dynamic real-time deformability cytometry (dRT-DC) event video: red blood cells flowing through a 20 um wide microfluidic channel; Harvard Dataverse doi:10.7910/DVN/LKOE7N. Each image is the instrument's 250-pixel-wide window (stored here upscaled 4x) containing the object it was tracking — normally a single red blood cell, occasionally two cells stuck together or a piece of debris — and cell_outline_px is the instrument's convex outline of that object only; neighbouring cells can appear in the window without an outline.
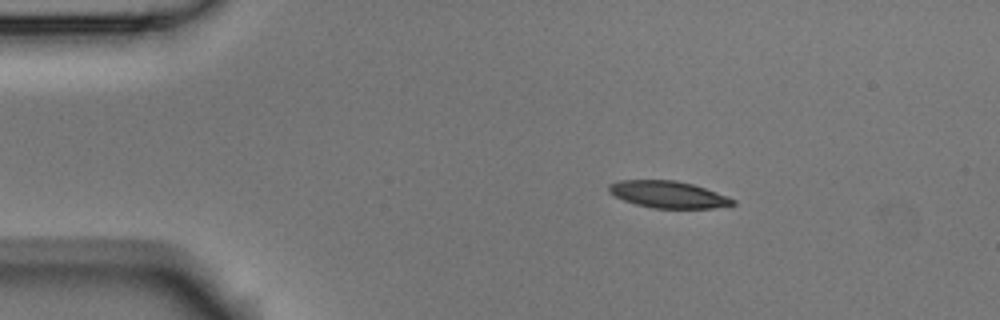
{"species": "Egyptian fruit bat (a non-hibernating species)", "species_latin": "Rousettus aegyptiacus", "temperature_condition": "room temperature", "stored_images_in_passage": 6, "camera_frame_rate_fps": 3000, "um_per_image_px": 0.085, "animal": {"sex": "male"}, "frame": {"image": 1, "passage_image": 1, "time_ms": 0.0, "image_size_px": [1000, 320], "cell_outline_px": [[736, 204], [712, 208], [652, 208], [636, 204], [624, 200], [608, 192], [608, 184], [620, 180], [676, 180], [692, 184], [728, 196], [736, 200]], "centroid_in_image_um": [56.79, 16.53], "position_along_channel_um": 28.2, "area_um2": 19.36}}
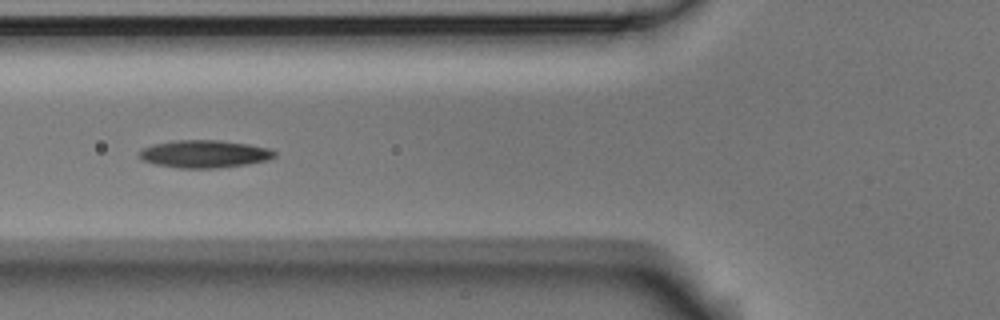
{"frame": {"image": 2, "passage_image": 4, "time_ms": 1.0, "image_size_px": [1000, 320], "cell_outline_px": [[276, 156], [268, 160], [248, 164], [216, 168], [176, 168], [156, 164], [140, 160], [140, 152], [144, 148], [156, 144], [176, 140], [220, 140], [248, 144], [268, 148], [276, 152]], "centroid_in_image_um": [17.4, 13.09], "position_along_channel_um": 108.4, "area_um2": 21.68}}
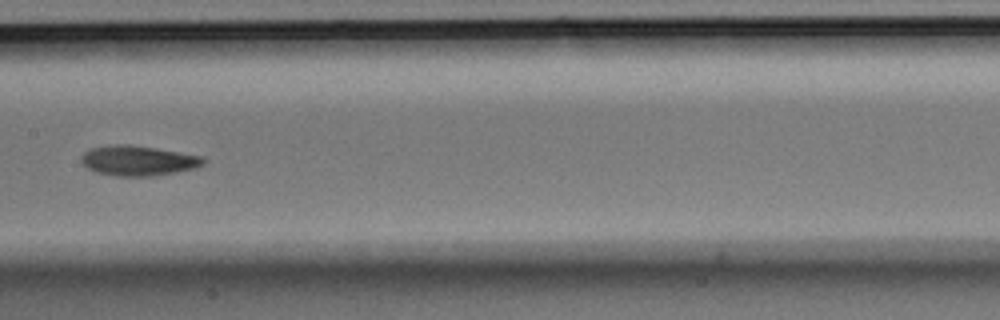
{"frame": {"image": 3, "passage_image": 6, "time_ms": 1.667, "image_size_px": [1000, 320], "cell_outline_px": [[204, 164], [196, 168], [148, 176], [116, 176], [96, 172], [88, 168], [80, 160], [80, 156], [84, 152], [92, 148], [116, 144], [128, 144], [156, 148], [204, 156]], "centroid_in_image_um": [11.73, 13.64], "position_along_channel_um": 195.7, "area_um2": 21.21}}